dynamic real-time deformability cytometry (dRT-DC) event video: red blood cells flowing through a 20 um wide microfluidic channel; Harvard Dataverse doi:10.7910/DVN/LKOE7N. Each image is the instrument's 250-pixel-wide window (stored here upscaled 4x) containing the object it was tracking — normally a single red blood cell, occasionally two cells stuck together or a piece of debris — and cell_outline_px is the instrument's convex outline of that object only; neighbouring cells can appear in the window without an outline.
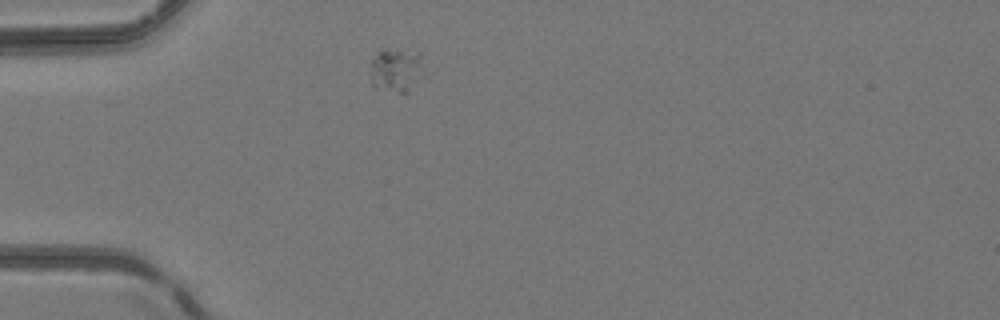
{"species": "common noctule bat (a hibernating species)", "species_latin": "Nyctalus noctula", "temperature_condition": "room temperature", "stored_images_in_passage": 1, "camera_frame_rate_fps": 3000, "um_per_image_px": 0.085, "animal": {"sex": "female", "body_mass_g": 24.6, "forearm_length_mm": 56.2}, "frame": {"image": 1, "passage_image": 1, "time_ms": 0.0, "image_size_px": [1000, 320], "cell_outline_px": [[420, 56], [408, 92], [400, 92], [376, 88], [372, 84], [368, 72], [372, 60], [380, 52], [420, 52]], "centroid_in_image_um": [33.47, 5.99], "position_along_channel_um": 51.5, "area_um2": 11.91}}